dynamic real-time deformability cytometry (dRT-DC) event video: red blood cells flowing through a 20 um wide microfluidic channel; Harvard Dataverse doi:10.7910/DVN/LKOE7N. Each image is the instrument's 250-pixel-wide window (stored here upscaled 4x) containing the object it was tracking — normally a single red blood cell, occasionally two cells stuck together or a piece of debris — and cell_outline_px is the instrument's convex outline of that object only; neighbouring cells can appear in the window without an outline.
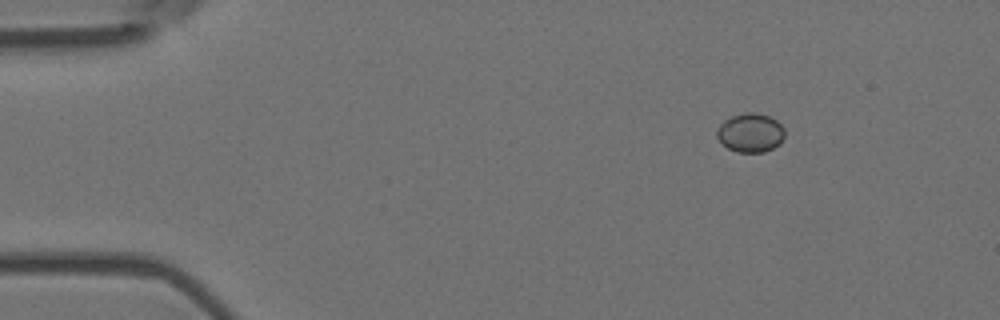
{"species": "Egyptian fruit bat (a non-hibernating species)", "species_latin": "Rousettus aegyptiacus", "temperature_condition": "room temperature", "stored_images_in_passage": 10, "camera_frame_rate_fps": 3000, "um_per_image_px": 0.085, "animal": {"sex": "female"}, "frame": {"image": 1, "passage_image": 2, "time_ms": 0.333, "image_size_px": [1000, 320], "cell_outline_px": [[784, 136], [780, 144], [764, 152], [736, 152], [728, 148], [716, 136], [716, 128], [724, 120], [732, 116], [748, 112], [756, 112], [768, 116], [776, 120], [784, 128]], "centroid_in_image_um": [63.78, 11.28], "position_along_channel_um": 21.2, "area_um2": 15.37}}
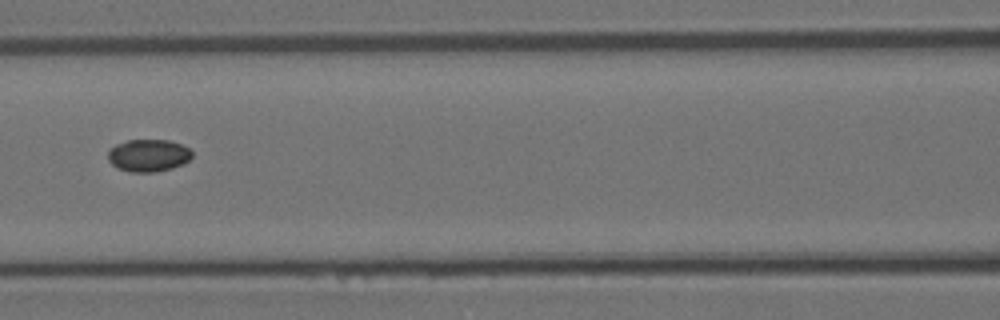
{"frame": {"image": 2, "passage_image": 7, "time_ms": 2.0, "image_size_px": [1000, 320], "cell_outline_px": [[192, 156], [184, 164], [172, 168], [156, 172], [132, 172], [116, 168], [108, 160], [108, 152], [116, 144], [128, 140], [168, 140], [180, 144], [188, 148], [192, 152]], "centroid_in_image_um": [12.61, 13.22], "position_along_channel_um": 154.0, "area_um2": 15.84}}
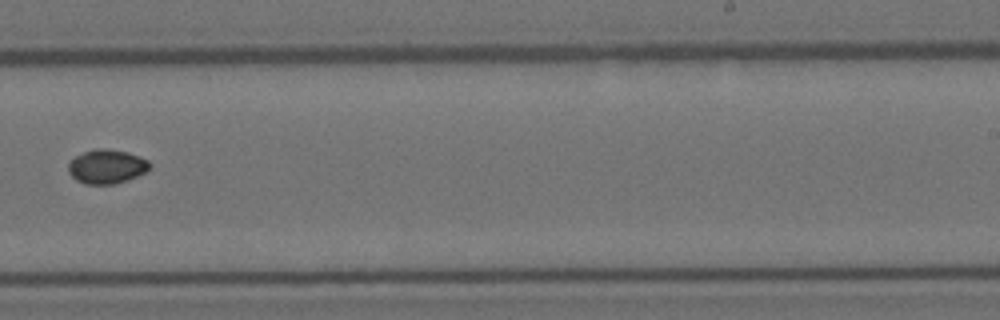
{"frame": {"image": 3, "passage_image": 10, "time_ms": 3.0, "image_size_px": [1000, 320], "cell_outline_px": [[152, 164], [144, 172], [128, 180], [116, 184], [84, 184], [76, 180], [68, 172], [68, 164], [72, 156], [96, 148], [104, 148], [128, 152], [148, 160]], "centroid_in_image_um": [9.03, 14.15], "position_along_channel_um": 280.0, "area_um2": 16.3}}